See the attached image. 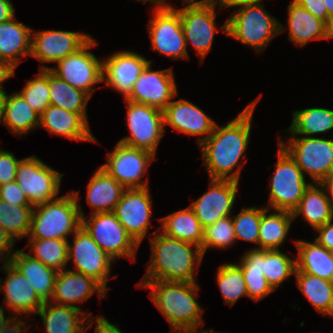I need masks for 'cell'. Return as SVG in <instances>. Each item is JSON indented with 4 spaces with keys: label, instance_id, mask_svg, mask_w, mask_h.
Listing matches in <instances>:
<instances>
[{
    "label": "cell",
    "instance_id": "484cf974",
    "mask_svg": "<svg viewBox=\"0 0 333 333\" xmlns=\"http://www.w3.org/2000/svg\"><path fill=\"white\" fill-rule=\"evenodd\" d=\"M10 263L24 275L43 302H49L54 289L57 271L45 266L41 261L17 249Z\"/></svg>",
    "mask_w": 333,
    "mask_h": 333
},
{
    "label": "cell",
    "instance_id": "bcb514c9",
    "mask_svg": "<svg viewBox=\"0 0 333 333\" xmlns=\"http://www.w3.org/2000/svg\"><path fill=\"white\" fill-rule=\"evenodd\" d=\"M19 162L13 152L0 149V186L15 181Z\"/></svg>",
    "mask_w": 333,
    "mask_h": 333
},
{
    "label": "cell",
    "instance_id": "f1b7e54d",
    "mask_svg": "<svg viewBox=\"0 0 333 333\" xmlns=\"http://www.w3.org/2000/svg\"><path fill=\"white\" fill-rule=\"evenodd\" d=\"M3 126L15 136L26 135L40 125V115L25 101L19 92L4 96Z\"/></svg>",
    "mask_w": 333,
    "mask_h": 333
},
{
    "label": "cell",
    "instance_id": "6da1fadb",
    "mask_svg": "<svg viewBox=\"0 0 333 333\" xmlns=\"http://www.w3.org/2000/svg\"><path fill=\"white\" fill-rule=\"evenodd\" d=\"M261 97L262 94L226 125L216 124L213 133L199 146L210 179L239 182L243 168V164L239 165L240 159L245 157L244 153L250 141L252 117ZM236 166L238 168L233 171Z\"/></svg>",
    "mask_w": 333,
    "mask_h": 333
},
{
    "label": "cell",
    "instance_id": "f5cc1de1",
    "mask_svg": "<svg viewBox=\"0 0 333 333\" xmlns=\"http://www.w3.org/2000/svg\"><path fill=\"white\" fill-rule=\"evenodd\" d=\"M213 2L215 6L221 8H229V7H244L248 5L257 4L263 2V0H199L198 2Z\"/></svg>",
    "mask_w": 333,
    "mask_h": 333
},
{
    "label": "cell",
    "instance_id": "d4e9b609",
    "mask_svg": "<svg viewBox=\"0 0 333 333\" xmlns=\"http://www.w3.org/2000/svg\"><path fill=\"white\" fill-rule=\"evenodd\" d=\"M39 127L71 140L98 142L89 130V124L78 113L54 105H49L40 115Z\"/></svg>",
    "mask_w": 333,
    "mask_h": 333
},
{
    "label": "cell",
    "instance_id": "603a6c76",
    "mask_svg": "<svg viewBox=\"0 0 333 333\" xmlns=\"http://www.w3.org/2000/svg\"><path fill=\"white\" fill-rule=\"evenodd\" d=\"M94 292L97 293L99 301L107 295V292L91 277L71 269H65L57 273L53 294L49 302L78 308L84 312L81 307L76 306L74 303L80 304L84 302Z\"/></svg>",
    "mask_w": 333,
    "mask_h": 333
},
{
    "label": "cell",
    "instance_id": "ac0fdd59",
    "mask_svg": "<svg viewBox=\"0 0 333 333\" xmlns=\"http://www.w3.org/2000/svg\"><path fill=\"white\" fill-rule=\"evenodd\" d=\"M209 180L208 191L190 204L203 229L232 215V208L239 189L237 181Z\"/></svg>",
    "mask_w": 333,
    "mask_h": 333
},
{
    "label": "cell",
    "instance_id": "8d00e7d4",
    "mask_svg": "<svg viewBox=\"0 0 333 333\" xmlns=\"http://www.w3.org/2000/svg\"><path fill=\"white\" fill-rule=\"evenodd\" d=\"M243 255L238 265L242 270L248 297L259 302L274 292L263 274V250L250 249Z\"/></svg>",
    "mask_w": 333,
    "mask_h": 333
},
{
    "label": "cell",
    "instance_id": "ba28073f",
    "mask_svg": "<svg viewBox=\"0 0 333 333\" xmlns=\"http://www.w3.org/2000/svg\"><path fill=\"white\" fill-rule=\"evenodd\" d=\"M98 43L93 37L78 51L57 62V68L41 66L39 69H50L55 75L74 88L80 89L90 97L95 85L103 82V60L90 51Z\"/></svg>",
    "mask_w": 333,
    "mask_h": 333
},
{
    "label": "cell",
    "instance_id": "c3c4849f",
    "mask_svg": "<svg viewBox=\"0 0 333 333\" xmlns=\"http://www.w3.org/2000/svg\"><path fill=\"white\" fill-rule=\"evenodd\" d=\"M301 7L312 13L317 19L323 21L326 25L329 21L327 9L323 0H293Z\"/></svg>",
    "mask_w": 333,
    "mask_h": 333
},
{
    "label": "cell",
    "instance_id": "7dc6e473",
    "mask_svg": "<svg viewBox=\"0 0 333 333\" xmlns=\"http://www.w3.org/2000/svg\"><path fill=\"white\" fill-rule=\"evenodd\" d=\"M0 199L12 205L32 206L17 181H11L0 186Z\"/></svg>",
    "mask_w": 333,
    "mask_h": 333
},
{
    "label": "cell",
    "instance_id": "e0dca14e",
    "mask_svg": "<svg viewBox=\"0 0 333 333\" xmlns=\"http://www.w3.org/2000/svg\"><path fill=\"white\" fill-rule=\"evenodd\" d=\"M152 202L149 187L126 189L113 211L139 246L150 227Z\"/></svg>",
    "mask_w": 333,
    "mask_h": 333
},
{
    "label": "cell",
    "instance_id": "277c9868",
    "mask_svg": "<svg viewBox=\"0 0 333 333\" xmlns=\"http://www.w3.org/2000/svg\"><path fill=\"white\" fill-rule=\"evenodd\" d=\"M79 191L33 207L29 239L68 240L82 226L83 210Z\"/></svg>",
    "mask_w": 333,
    "mask_h": 333
},
{
    "label": "cell",
    "instance_id": "8fae6325",
    "mask_svg": "<svg viewBox=\"0 0 333 333\" xmlns=\"http://www.w3.org/2000/svg\"><path fill=\"white\" fill-rule=\"evenodd\" d=\"M127 126L130 135L119 142L147 150L156 156L157 147L165 133L163 111L155 107L126 100Z\"/></svg>",
    "mask_w": 333,
    "mask_h": 333
},
{
    "label": "cell",
    "instance_id": "7a4b0ae2",
    "mask_svg": "<svg viewBox=\"0 0 333 333\" xmlns=\"http://www.w3.org/2000/svg\"><path fill=\"white\" fill-rule=\"evenodd\" d=\"M150 236L151 259L140 281H168L195 283L194 271H198L204 257L201 247L180 241L164 233ZM194 248V250H193ZM196 268V269H195Z\"/></svg>",
    "mask_w": 333,
    "mask_h": 333
},
{
    "label": "cell",
    "instance_id": "d590c367",
    "mask_svg": "<svg viewBox=\"0 0 333 333\" xmlns=\"http://www.w3.org/2000/svg\"><path fill=\"white\" fill-rule=\"evenodd\" d=\"M296 285L314 309L333 317V281L295 270Z\"/></svg>",
    "mask_w": 333,
    "mask_h": 333
},
{
    "label": "cell",
    "instance_id": "ffe728a7",
    "mask_svg": "<svg viewBox=\"0 0 333 333\" xmlns=\"http://www.w3.org/2000/svg\"><path fill=\"white\" fill-rule=\"evenodd\" d=\"M164 126L189 136H198L199 146L213 133L216 122L194 103L179 99L163 110Z\"/></svg>",
    "mask_w": 333,
    "mask_h": 333
},
{
    "label": "cell",
    "instance_id": "30bf717a",
    "mask_svg": "<svg viewBox=\"0 0 333 333\" xmlns=\"http://www.w3.org/2000/svg\"><path fill=\"white\" fill-rule=\"evenodd\" d=\"M63 175L33 155L20 159L15 181L34 207L58 198Z\"/></svg>",
    "mask_w": 333,
    "mask_h": 333
},
{
    "label": "cell",
    "instance_id": "1f68e13d",
    "mask_svg": "<svg viewBox=\"0 0 333 333\" xmlns=\"http://www.w3.org/2000/svg\"><path fill=\"white\" fill-rule=\"evenodd\" d=\"M298 249L296 258V269L307 274L333 281V262L331 252L316 240H296Z\"/></svg>",
    "mask_w": 333,
    "mask_h": 333
},
{
    "label": "cell",
    "instance_id": "e7e4bbea",
    "mask_svg": "<svg viewBox=\"0 0 333 333\" xmlns=\"http://www.w3.org/2000/svg\"><path fill=\"white\" fill-rule=\"evenodd\" d=\"M186 333H221V332H216V331H213V330H203V331H199V332H186Z\"/></svg>",
    "mask_w": 333,
    "mask_h": 333
},
{
    "label": "cell",
    "instance_id": "7bdbcfd3",
    "mask_svg": "<svg viewBox=\"0 0 333 333\" xmlns=\"http://www.w3.org/2000/svg\"><path fill=\"white\" fill-rule=\"evenodd\" d=\"M33 79H29L24 88L19 91L25 101L39 114L50 105L48 87V69H40Z\"/></svg>",
    "mask_w": 333,
    "mask_h": 333
},
{
    "label": "cell",
    "instance_id": "5b68a950",
    "mask_svg": "<svg viewBox=\"0 0 333 333\" xmlns=\"http://www.w3.org/2000/svg\"><path fill=\"white\" fill-rule=\"evenodd\" d=\"M286 28L265 10L261 2L231 12L221 26L223 34L250 46L257 53L263 52L269 42Z\"/></svg>",
    "mask_w": 333,
    "mask_h": 333
},
{
    "label": "cell",
    "instance_id": "83f0119b",
    "mask_svg": "<svg viewBox=\"0 0 333 333\" xmlns=\"http://www.w3.org/2000/svg\"><path fill=\"white\" fill-rule=\"evenodd\" d=\"M125 190L102 167H98L87 185V203L93 210L92 214L113 212Z\"/></svg>",
    "mask_w": 333,
    "mask_h": 333
},
{
    "label": "cell",
    "instance_id": "003e7915",
    "mask_svg": "<svg viewBox=\"0 0 333 333\" xmlns=\"http://www.w3.org/2000/svg\"><path fill=\"white\" fill-rule=\"evenodd\" d=\"M331 257H332V262H333V251H331Z\"/></svg>",
    "mask_w": 333,
    "mask_h": 333
},
{
    "label": "cell",
    "instance_id": "680465c9",
    "mask_svg": "<svg viewBox=\"0 0 333 333\" xmlns=\"http://www.w3.org/2000/svg\"><path fill=\"white\" fill-rule=\"evenodd\" d=\"M138 2H150L156 4L153 11H169V10H175L174 5L168 4L166 0H137ZM166 2V3H165Z\"/></svg>",
    "mask_w": 333,
    "mask_h": 333
},
{
    "label": "cell",
    "instance_id": "ab89813d",
    "mask_svg": "<svg viewBox=\"0 0 333 333\" xmlns=\"http://www.w3.org/2000/svg\"><path fill=\"white\" fill-rule=\"evenodd\" d=\"M33 206H17L0 199V225L12 237H27L31 228Z\"/></svg>",
    "mask_w": 333,
    "mask_h": 333
},
{
    "label": "cell",
    "instance_id": "9c48e42d",
    "mask_svg": "<svg viewBox=\"0 0 333 333\" xmlns=\"http://www.w3.org/2000/svg\"><path fill=\"white\" fill-rule=\"evenodd\" d=\"M82 227L113 260L116 261L118 257L131 258L132 261L136 259L139 245L118 221L114 212L92 214L88 219L84 216Z\"/></svg>",
    "mask_w": 333,
    "mask_h": 333
},
{
    "label": "cell",
    "instance_id": "be15d7a7",
    "mask_svg": "<svg viewBox=\"0 0 333 333\" xmlns=\"http://www.w3.org/2000/svg\"><path fill=\"white\" fill-rule=\"evenodd\" d=\"M5 93L0 92V122L2 123L3 119V103H4Z\"/></svg>",
    "mask_w": 333,
    "mask_h": 333
},
{
    "label": "cell",
    "instance_id": "db71d44e",
    "mask_svg": "<svg viewBox=\"0 0 333 333\" xmlns=\"http://www.w3.org/2000/svg\"><path fill=\"white\" fill-rule=\"evenodd\" d=\"M94 333H122L121 329L114 323H110L104 316L96 317Z\"/></svg>",
    "mask_w": 333,
    "mask_h": 333
},
{
    "label": "cell",
    "instance_id": "4dcf8cb0",
    "mask_svg": "<svg viewBox=\"0 0 333 333\" xmlns=\"http://www.w3.org/2000/svg\"><path fill=\"white\" fill-rule=\"evenodd\" d=\"M289 40L304 47L310 40L326 39V24L292 1L288 5Z\"/></svg>",
    "mask_w": 333,
    "mask_h": 333
},
{
    "label": "cell",
    "instance_id": "6f0895ef",
    "mask_svg": "<svg viewBox=\"0 0 333 333\" xmlns=\"http://www.w3.org/2000/svg\"><path fill=\"white\" fill-rule=\"evenodd\" d=\"M320 185L325 189L327 198L329 202L331 203V206L333 208V173L324 179ZM330 195V196H329Z\"/></svg>",
    "mask_w": 333,
    "mask_h": 333
},
{
    "label": "cell",
    "instance_id": "f6af8a7d",
    "mask_svg": "<svg viewBox=\"0 0 333 333\" xmlns=\"http://www.w3.org/2000/svg\"><path fill=\"white\" fill-rule=\"evenodd\" d=\"M262 215V206L244 207L232 216L236 239L252 242L258 245L259 227Z\"/></svg>",
    "mask_w": 333,
    "mask_h": 333
},
{
    "label": "cell",
    "instance_id": "4fadbf2b",
    "mask_svg": "<svg viewBox=\"0 0 333 333\" xmlns=\"http://www.w3.org/2000/svg\"><path fill=\"white\" fill-rule=\"evenodd\" d=\"M73 236V244L68 243V261L72 260L76 269L72 271L91 277L108 293L107 281L111 266L116 261L99 247L82 226Z\"/></svg>",
    "mask_w": 333,
    "mask_h": 333
},
{
    "label": "cell",
    "instance_id": "d6986e66",
    "mask_svg": "<svg viewBox=\"0 0 333 333\" xmlns=\"http://www.w3.org/2000/svg\"><path fill=\"white\" fill-rule=\"evenodd\" d=\"M92 36L64 30H43L31 34L30 56L41 63H57L82 48Z\"/></svg>",
    "mask_w": 333,
    "mask_h": 333
},
{
    "label": "cell",
    "instance_id": "3957f363",
    "mask_svg": "<svg viewBox=\"0 0 333 333\" xmlns=\"http://www.w3.org/2000/svg\"><path fill=\"white\" fill-rule=\"evenodd\" d=\"M140 288H150L156 308L168 321L172 333L196 332L204 325L203 312L195 298L199 285L192 282L139 281Z\"/></svg>",
    "mask_w": 333,
    "mask_h": 333
},
{
    "label": "cell",
    "instance_id": "52a82bcc",
    "mask_svg": "<svg viewBox=\"0 0 333 333\" xmlns=\"http://www.w3.org/2000/svg\"><path fill=\"white\" fill-rule=\"evenodd\" d=\"M277 163L270 179L268 209L292 212L303 197L311 182L289 154L278 144Z\"/></svg>",
    "mask_w": 333,
    "mask_h": 333
},
{
    "label": "cell",
    "instance_id": "94428289",
    "mask_svg": "<svg viewBox=\"0 0 333 333\" xmlns=\"http://www.w3.org/2000/svg\"><path fill=\"white\" fill-rule=\"evenodd\" d=\"M333 38V17L329 18V21L326 25V39Z\"/></svg>",
    "mask_w": 333,
    "mask_h": 333
},
{
    "label": "cell",
    "instance_id": "91938a15",
    "mask_svg": "<svg viewBox=\"0 0 333 333\" xmlns=\"http://www.w3.org/2000/svg\"><path fill=\"white\" fill-rule=\"evenodd\" d=\"M4 306L0 305V332L2 331V328L7 324V322L14 316L12 313L10 316L5 318V313H4Z\"/></svg>",
    "mask_w": 333,
    "mask_h": 333
},
{
    "label": "cell",
    "instance_id": "8992f818",
    "mask_svg": "<svg viewBox=\"0 0 333 333\" xmlns=\"http://www.w3.org/2000/svg\"><path fill=\"white\" fill-rule=\"evenodd\" d=\"M278 144L289 154L298 167L313 181L320 184L333 173V139L313 137H279Z\"/></svg>",
    "mask_w": 333,
    "mask_h": 333
},
{
    "label": "cell",
    "instance_id": "11a10c76",
    "mask_svg": "<svg viewBox=\"0 0 333 333\" xmlns=\"http://www.w3.org/2000/svg\"><path fill=\"white\" fill-rule=\"evenodd\" d=\"M16 67L6 60L0 58V92L6 93L3 83L15 75Z\"/></svg>",
    "mask_w": 333,
    "mask_h": 333
},
{
    "label": "cell",
    "instance_id": "f35d334b",
    "mask_svg": "<svg viewBox=\"0 0 333 333\" xmlns=\"http://www.w3.org/2000/svg\"><path fill=\"white\" fill-rule=\"evenodd\" d=\"M27 246L33 258L57 272L67 269L68 240L63 239H29ZM34 252V253H33Z\"/></svg>",
    "mask_w": 333,
    "mask_h": 333
},
{
    "label": "cell",
    "instance_id": "6125c7cd",
    "mask_svg": "<svg viewBox=\"0 0 333 333\" xmlns=\"http://www.w3.org/2000/svg\"><path fill=\"white\" fill-rule=\"evenodd\" d=\"M327 9L328 16L333 17V0H323Z\"/></svg>",
    "mask_w": 333,
    "mask_h": 333
},
{
    "label": "cell",
    "instance_id": "9a60e30c",
    "mask_svg": "<svg viewBox=\"0 0 333 333\" xmlns=\"http://www.w3.org/2000/svg\"><path fill=\"white\" fill-rule=\"evenodd\" d=\"M151 68L149 62L125 99L163 111L178 93L175 76L171 68L156 71Z\"/></svg>",
    "mask_w": 333,
    "mask_h": 333
},
{
    "label": "cell",
    "instance_id": "44dd1931",
    "mask_svg": "<svg viewBox=\"0 0 333 333\" xmlns=\"http://www.w3.org/2000/svg\"><path fill=\"white\" fill-rule=\"evenodd\" d=\"M149 62L152 63V60L137 52H115L107 59L103 58V82L126 98Z\"/></svg>",
    "mask_w": 333,
    "mask_h": 333
},
{
    "label": "cell",
    "instance_id": "60d3db41",
    "mask_svg": "<svg viewBox=\"0 0 333 333\" xmlns=\"http://www.w3.org/2000/svg\"><path fill=\"white\" fill-rule=\"evenodd\" d=\"M296 258L289 257L280 249L263 250V274L275 291L281 283L295 275Z\"/></svg>",
    "mask_w": 333,
    "mask_h": 333
},
{
    "label": "cell",
    "instance_id": "b9f144b4",
    "mask_svg": "<svg viewBox=\"0 0 333 333\" xmlns=\"http://www.w3.org/2000/svg\"><path fill=\"white\" fill-rule=\"evenodd\" d=\"M217 284L224 302L233 306L240 297H248L241 267L236 263H226L218 267Z\"/></svg>",
    "mask_w": 333,
    "mask_h": 333
},
{
    "label": "cell",
    "instance_id": "836d02e7",
    "mask_svg": "<svg viewBox=\"0 0 333 333\" xmlns=\"http://www.w3.org/2000/svg\"><path fill=\"white\" fill-rule=\"evenodd\" d=\"M159 220L162 223L159 230L165 235L201 247L204 229L190 206Z\"/></svg>",
    "mask_w": 333,
    "mask_h": 333
},
{
    "label": "cell",
    "instance_id": "74e56055",
    "mask_svg": "<svg viewBox=\"0 0 333 333\" xmlns=\"http://www.w3.org/2000/svg\"><path fill=\"white\" fill-rule=\"evenodd\" d=\"M333 129V110L328 108L311 107L296 110L292 114V123L287 132L290 136L322 134Z\"/></svg>",
    "mask_w": 333,
    "mask_h": 333
},
{
    "label": "cell",
    "instance_id": "cb8c5ba5",
    "mask_svg": "<svg viewBox=\"0 0 333 333\" xmlns=\"http://www.w3.org/2000/svg\"><path fill=\"white\" fill-rule=\"evenodd\" d=\"M36 314L41 317L46 333H85L95 322L89 311L53 302H44Z\"/></svg>",
    "mask_w": 333,
    "mask_h": 333
},
{
    "label": "cell",
    "instance_id": "ee69618b",
    "mask_svg": "<svg viewBox=\"0 0 333 333\" xmlns=\"http://www.w3.org/2000/svg\"><path fill=\"white\" fill-rule=\"evenodd\" d=\"M236 240L232 215L227 216L204 229L201 250L204 255L208 248L226 249Z\"/></svg>",
    "mask_w": 333,
    "mask_h": 333
},
{
    "label": "cell",
    "instance_id": "9f6ffc18",
    "mask_svg": "<svg viewBox=\"0 0 333 333\" xmlns=\"http://www.w3.org/2000/svg\"><path fill=\"white\" fill-rule=\"evenodd\" d=\"M15 10L11 0H0V23L11 19L15 15Z\"/></svg>",
    "mask_w": 333,
    "mask_h": 333
},
{
    "label": "cell",
    "instance_id": "7c38bea8",
    "mask_svg": "<svg viewBox=\"0 0 333 333\" xmlns=\"http://www.w3.org/2000/svg\"><path fill=\"white\" fill-rule=\"evenodd\" d=\"M155 155L147 150L126 146L120 142L108 152L106 163L101 165L110 176L126 189L147 188L149 179L143 181L148 166Z\"/></svg>",
    "mask_w": 333,
    "mask_h": 333
},
{
    "label": "cell",
    "instance_id": "816d5d0a",
    "mask_svg": "<svg viewBox=\"0 0 333 333\" xmlns=\"http://www.w3.org/2000/svg\"><path fill=\"white\" fill-rule=\"evenodd\" d=\"M20 316H13L7 324L2 328V331L0 333H29L28 328L31 326L25 323L24 319L19 318ZM24 320V321H23ZM26 327H28L26 329ZM26 331V332H25Z\"/></svg>",
    "mask_w": 333,
    "mask_h": 333
},
{
    "label": "cell",
    "instance_id": "f907efd6",
    "mask_svg": "<svg viewBox=\"0 0 333 333\" xmlns=\"http://www.w3.org/2000/svg\"><path fill=\"white\" fill-rule=\"evenodd\" d=\"M316 241L330 252L333 251V220L317 228Z\"/></svg>",
    "mask_w": 333,
    "mask_h": 333
},
{
    "label": "cell",
    "instance_id": "7402d4cb",
    "mask_svg": "<svg viewBox=\"0 0 333 333\" xmlns=\"http://www.w3.org/2000/svg\"><path fill=\"white\" fill-rule=\"evenodd\" d=\"M2 264L0 270L7 274L5 280L0 277V292H3L5 306L15 316L36 314L44 302L19 270L10 262Z\"/></svg>",
    "mask_w": 333,
    "mask_h": 333
},
{
    "label": "cell",
    "instance_id": "e575fe53",
    "mask_svg": "<svg viewBox=\"0 0 333 333\" xmlns=\"http://www.w3.org/2000/svg\"><path fill=\"white\" fill-rule=\"evenodd\" d=\"M48 87L50 91V105L78 113L88 124L87 105L91 98L84 91L74 88L48 69Z\"/></svg>",
    "mask_w": 333,
    "mask_h": 333
},
{
    "label": "cell",
    "instance_id": "5bb4252c",
    "mask_svg": "<svg viewBox=\"0 0 333 333\" xmlns=\"http://www.w3.org/2000/svg\"><path fill=\"white\" fill-rule=\"evenodd\" d=\"M184 5L185 7L175 10L181 18L186 47L191 43L202 63L212 48L217 30L216 6L212 1L183 3Z\"/></svg>",
    "mask_w": 333,
    "mask_h": 333
},
{
    "label": "cell",
    "instance_id": "f546056e",
    "mask_svg": "<svg viewBox=\"0 0 333 333\" xmlns=\"http://www.w3.org/2000/svg\"><path fill=\"white\" fill-rule=\"evenodd\" d=\"M300 214L314 231L333 220V208L320 184L311 183L304 191L298 206L292 211L294 219Z\"/></svg>",
    "mask_w": 333,
    "mask_h": 333
},
{
    "label": "cell",
    "instance_id": "d6a6232c",
    "mask_svg": "<svg viewBox=\"0 0 333 333\" xmlns=\"http://www.w3.org/2000/svg\"><path fill=\"white\" fill-rule=\"evenodd\" d=\"M264 207L265 206H262L259 227L258 245L260 247L258 246L253 249H279L286 240L291 223L294 220L292 212L284 210H275V212H273L271 209Z\"/></svg>",
    "mask_w": 333,
    "mask_h": 333
},
{
    "label": "cell",
    "instance_id": "681fc988",
    "mask_svg": "<svg viewBox=\"0 0 333 333\" xmlns=\"http://www.w3.org/2000/svg\"><path fill=\"white\" fill-rule=\"evenodd\" d=\"M15 241L0 225V261L3 263L10 262L12 255L16 252L14 250ZM12 253V254H11Z\"/></svg>",
    "mask_w": 333,
    "mask_h": 333
},
{
    "label": "cell",
    "instance_id": "4316f807",
    "mask_svg": "<svg viewBox=\"0 0 333 333\" xmlns=\"http://www.w3.org/2000/svg\"><path fill=\"white\" fill-rule=\"evenodd\" d=\"M14 18L0 23V58L17 68L21 57L30 56L33 28Z\"/></svg>",
    "mask_w": 333,
    "mask_h": 333
},
{
    "label": "cell",
    "instance_id": "03108f58",
    "mask_svg": "<svg viewBox=\"0 0 333 333\" xmlns=\"http://www.w3.org/2000/svg\"><path fill=\"white\" fill-rule=\"evenodd\" d=\"M194 2H198L196 0H183V3H194Z\"/></svg>",
    "mask_w": 333,
    "mask_h": 333
},
{
    "label": "cell",
    "instance_id": "2e32d148",
    "mask_svg": "<svg viewBox=\"0 0 333 333\" xmlns=\"http://www.w3.org/2000/svg\"><path fill=\"white\" fill-rule=\"evenodd\" d=\"M148 25L151 48L172 59H188L181 18L176 10L152 11Z\"/></svg>",
    "mask_w": 333,
    "mask_h": 333
}]
</instances>
